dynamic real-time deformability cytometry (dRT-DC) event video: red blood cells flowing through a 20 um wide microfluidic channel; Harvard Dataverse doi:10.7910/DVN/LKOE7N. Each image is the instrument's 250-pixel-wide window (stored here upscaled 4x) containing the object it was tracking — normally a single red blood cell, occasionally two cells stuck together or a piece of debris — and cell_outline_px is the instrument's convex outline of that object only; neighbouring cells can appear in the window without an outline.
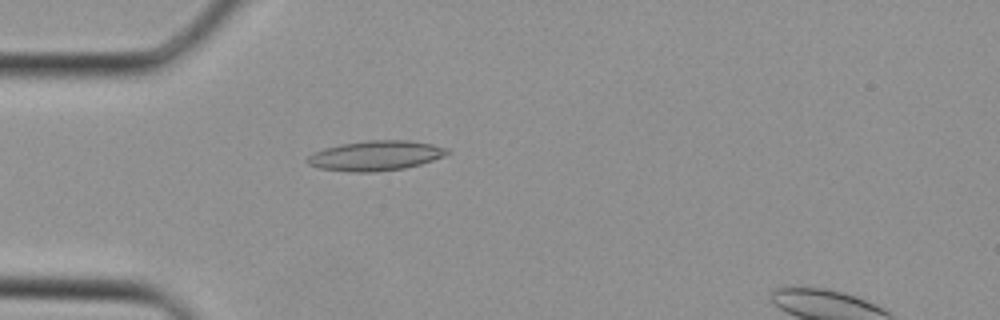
{"species": "Egyptian fruit bat (a non-hibernating species)", "species_latin": "Rousettus aegyptiacus", "temperature_condition": "cold", "stored_images_in_passage": 29, "camera_frame_rate_fps": 3000, "um_per_image_px": 0.085, "animal": {"sex": "female"}, "frame": {"image": 1, "passage_image": 4, "time_ms": 1.0, "image_size_px": [1000, 320], "cell_outline_px": [[448, 152], [444, 156], [420, 164], [404, 168], [372, 172], [352, 172], [320, 168], [308, 164], [304, 160], [312, 152], [324, 148], [340, 144], [368, 140], [408, 140], [432, 144], [448, 148]], "centroid_in_image_um": [31.89, 13.22], "position_along_channel_um": 53.1, "area_um2": 24.33}}
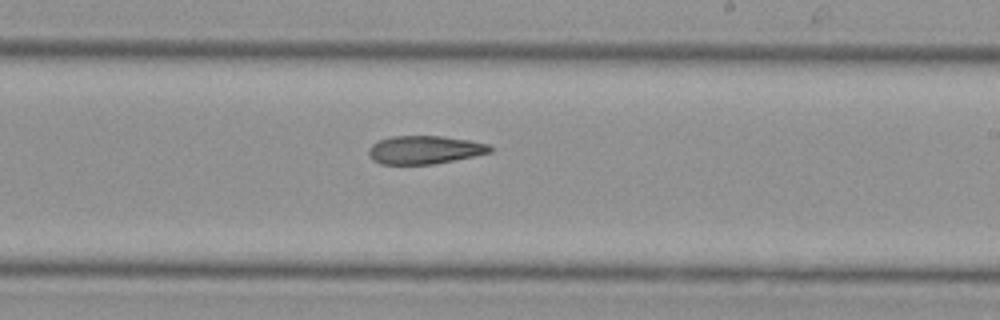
{"frame": {"image": 2, "passage_image": 15, "time_ms": 4.667, "image_size_px": [1000, 320], "cell_outline_px": [[496, 148], [492, 152], [476, 156], [432, 164], [380, 164], [372, 160], [368, 156], [368, 148], [372, 144], [380, 140], [392, 136], [440, 136], [468, 140], [488, 144]], "centroid_in_image_um": [36.1, 12.74], "position_along_channel_um": 252.9, "area_um2": 20.11}}
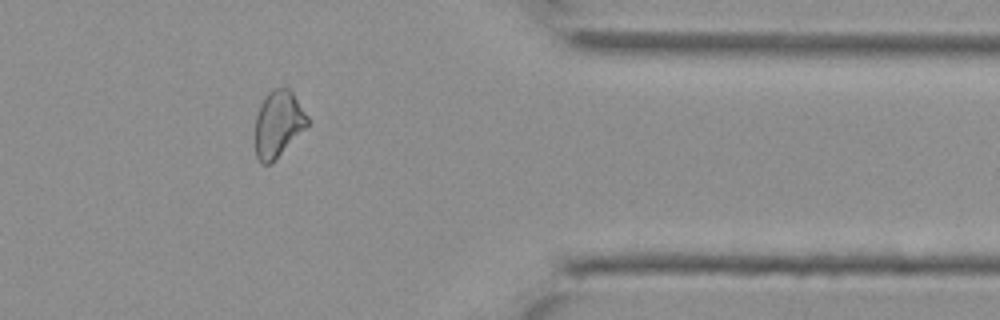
{"frame": {"image": 3, "passage_image": 23, "time_ms": 7.333, "image_size_px": [1000, 320], "cell_outline_px": [[308, 124], [272, 164], [260, 164], [256, 156], [256, 116], [260, 104], [264, 96], [272, 88], [292, 88], [308, 116]], "centroid_in_image_um": [23.65, 10.5], "position_along_channel_um": 387.8, "area_um2": 20.4}}